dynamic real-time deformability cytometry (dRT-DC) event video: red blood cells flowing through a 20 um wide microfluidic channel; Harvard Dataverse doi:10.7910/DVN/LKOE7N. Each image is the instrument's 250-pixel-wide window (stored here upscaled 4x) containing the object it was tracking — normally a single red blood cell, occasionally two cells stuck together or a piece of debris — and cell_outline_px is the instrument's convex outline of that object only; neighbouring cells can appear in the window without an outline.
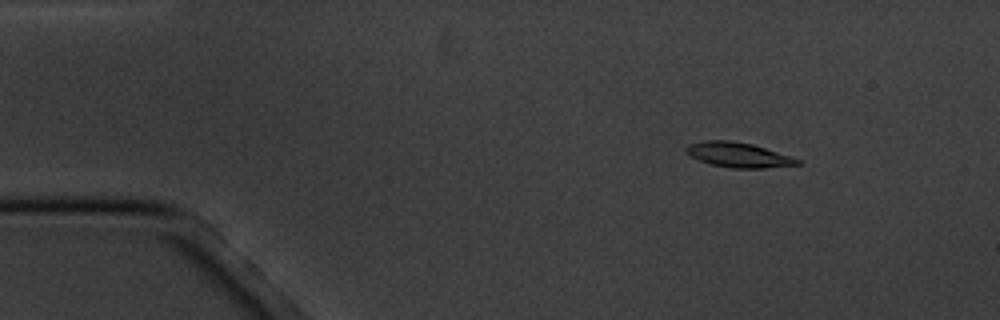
{"species": "common noctule bat (a hibernating species)", "species_latin": "Nyctalus noctula", "temperature_condition": "cold", "stored_images_in_passage": 16, "camera_frame_rate_fps": 3000, "um_per_image_px": 0.085, "animal": {"sex": "male", "body_mass_g": 20.1, "forearm_length_mm": 53.5}, "frame": {"image": 1, "passage_image": 2, "time_ms": 1.0, "image_size_px": [1000, 320], "cell_outline_px": [[800, 164], [764, 168], [732, 168], [712, 164], [700, 160], [692, 156], [684, 148], [688, 144], [704, 140], [732, 140], [752, 144], [800, 160]], "centroid_in_image_um": [62.72, 13.15], "position_along_channel_um": 22.3, "area_um2": 15.78}}
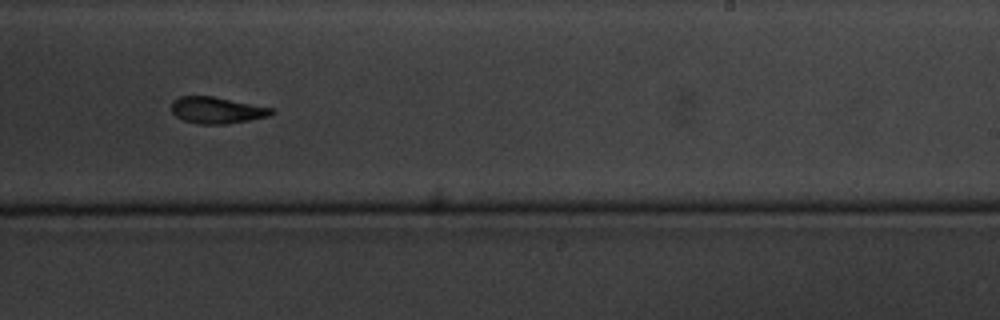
{"frame": {"image": 2, "passage_image": 10, "time_ms": 10.333, "image_size_px": [1000, 320], "cell_outline_px": [[276, 112], [268, 116], [248, 120], [224, 124], [200, 124], [184, 120], [176, 116], [172, 112], [172, 100], [180, 96], [212, 96], [272, 108]], "centroid_in_image_um": [18.41, 9.36], "position_along_channel_um": 270.6, "area_um2": 15.26}}
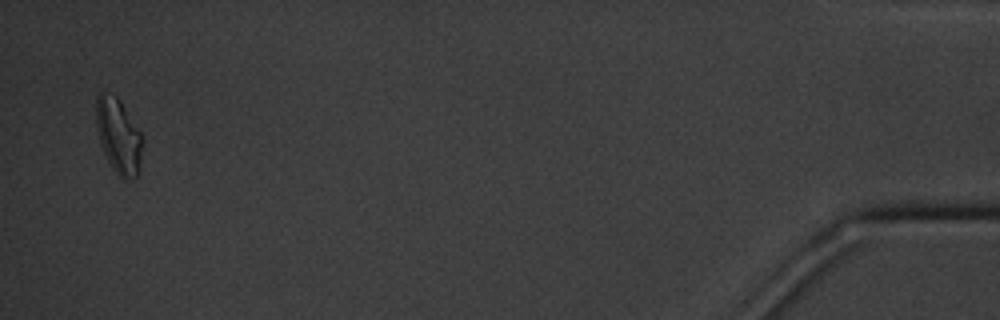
{"frame": {"image": 3, "passage_image": 16, "time_ms": 17.333, "image_size_px": [1000, 320], "cell_outline_px": [[144, 144], [140, 172], [136, 180], [124, 180], [112, 168], [100, 144], [96, 128], [96, 96], [100, 92], [116, 96], [120, 100], [140, 132], [144, 140]], "centroid_in_image_um": [10.11, 11.62], "position_along_channel_um": 425.1, "area_um2": 20.69}, "authors_computed_cell_mechanics": {"area_um2": 15.7794, "velocity_mm_per_s": 3.4383, "shape_relaxation_time_tau1_ms": 3.2085, "shape_relaxation_time_tau2_ms": null, "deformation_change_tau1": 0.1555, "deformation_change_tau2": null}}